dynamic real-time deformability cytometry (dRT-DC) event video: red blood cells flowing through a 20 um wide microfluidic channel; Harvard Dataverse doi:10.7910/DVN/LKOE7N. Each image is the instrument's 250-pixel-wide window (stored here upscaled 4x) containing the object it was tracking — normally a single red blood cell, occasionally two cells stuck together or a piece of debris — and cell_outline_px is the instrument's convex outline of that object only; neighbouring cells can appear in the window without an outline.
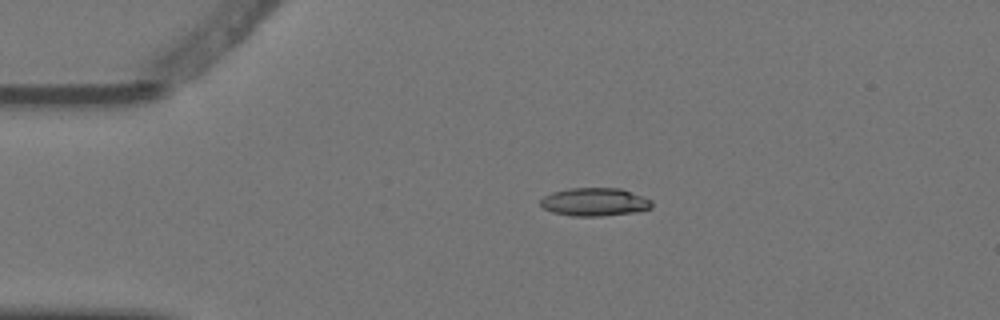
{"species": "Egyptian fruit bat (a non-hibernating species)", "species_latin": "Rousettus aegyptiacus", "temperature_condition": "warm", "stored_images_in_passage": 3, "camera_frame_rate_fps": 3000, "um_per_image_px": 0.085, "animal": {"sex": "female"}, "frame": {"image": 1, "passage_image": 2, "time_ms": 0.333, "image_size_px": [1000, 320], "cell_outline_px": [[652, 208], [636, 212], [600, 216], [572, 216], [552, 212], [544, 208], [540, 204], [540, 200], [544, 196], [552, 192], [568, 188], [620, 188], [652, 200]], "centroid_in_image_um": [50.54, 17.17], "position_along_channel_um": 34.5, "area_um2": 18.26}}